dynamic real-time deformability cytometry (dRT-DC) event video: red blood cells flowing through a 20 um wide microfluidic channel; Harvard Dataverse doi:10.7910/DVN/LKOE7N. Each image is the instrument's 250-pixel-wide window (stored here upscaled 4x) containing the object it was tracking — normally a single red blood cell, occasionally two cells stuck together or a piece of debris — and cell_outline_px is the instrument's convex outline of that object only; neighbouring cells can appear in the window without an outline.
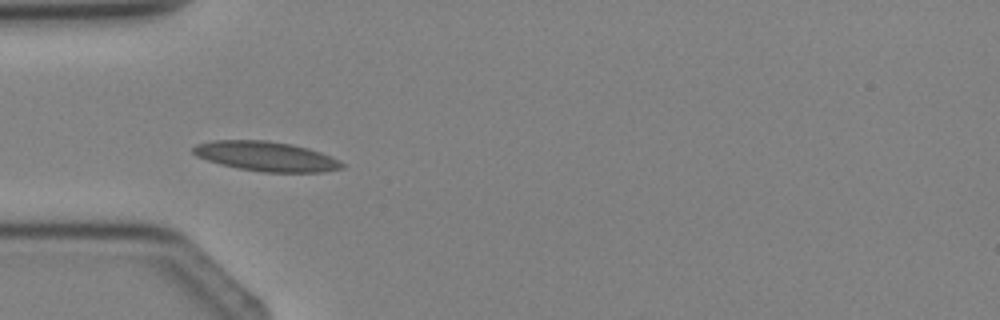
{"species": "Egyptian fruit bat (a non-hibernating species)", "species_latin": "Rousettus aegyptiacus", "temperature_condition": "cold", "stored_images_in_passage": 3, "camera_frame_rate_fps": 3000, "um_per_image_px": 0.085, "animal": {"sex": "female"}, "frame": {"image": 1, "passage_image": 2, "time_ms": 2.0, "image_size_px": [1000, 320], "cell_outline_px": [[344, 168], [324, 172], [264, 172], [240, 168], [220, 164], [196, 156], [192, 152], [192, 148], [196, 144], [212, 140], [268, 140], [292, 144], [308, 148], [320, 152], [340, 160], [344, 164]], "centroid_in_image_um": [22.63, 13.28], "position_along_channel_um": 62.4, "area_um2": 25.78}}
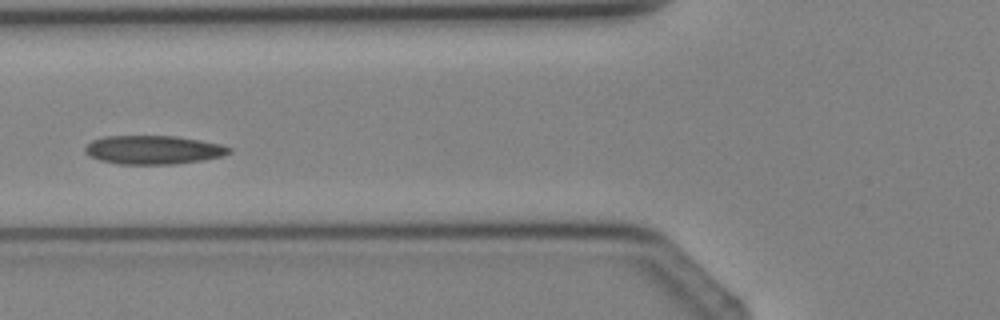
{"frame": {"image": 2, "passage_image": 3, "time_ms": 3.0, "image_size_px": [1000, 320], "cell_outline_px": [[232, 152], [224, 156], [204, 160], [172, 164], [120, 164], [100, 160], [88, 156], [84, 152], [84, 148], [92, 140], [104, 136], [176, 136], [200, 140], [220, 144], [232, 148]], "centroid_in_image_um": [13.04, 12.74], "position_along_channel_um": 112.8, "area_um2": 24.22}}